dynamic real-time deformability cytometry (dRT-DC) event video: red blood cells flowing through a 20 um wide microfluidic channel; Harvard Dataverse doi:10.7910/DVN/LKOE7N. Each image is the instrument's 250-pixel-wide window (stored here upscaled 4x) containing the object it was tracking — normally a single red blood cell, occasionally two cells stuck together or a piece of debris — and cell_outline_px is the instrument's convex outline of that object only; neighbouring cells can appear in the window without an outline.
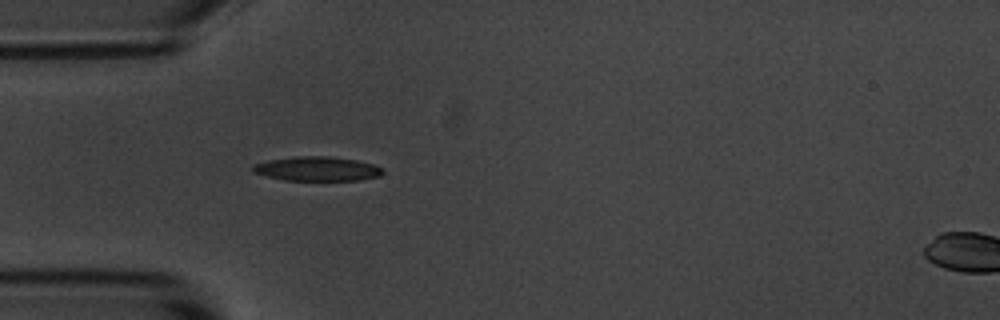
{"species": "common noctule bat (a hibernating species)", "species_latin": "Nyctalus noctula", "temperature_condition": "room temperature", "stored_images_in_passage": 40, "camera_frame_rate_fps": 3000, "um_per_image_px": 0.085, "animal": {"sex": "male", "body_mass_g": 20.1, "forearm_length_mm": 53.5}, "frame": {"image": 1, "passage_image": 1, "time_ms": 0.0, "image_size_px": [1000, 320], "cell_outline_px": [[384, 172], [380, 176], [360, 180], [284, 180], [252, 172], [252, 164], [268, 160], [296, 156], [328, 156], [356, 160], [372, 164], [380, 168]], "centroid_in_image_um": [26.93, 14.34], "position_along_channel_um": 58.1, "area_um2": 18.32}}
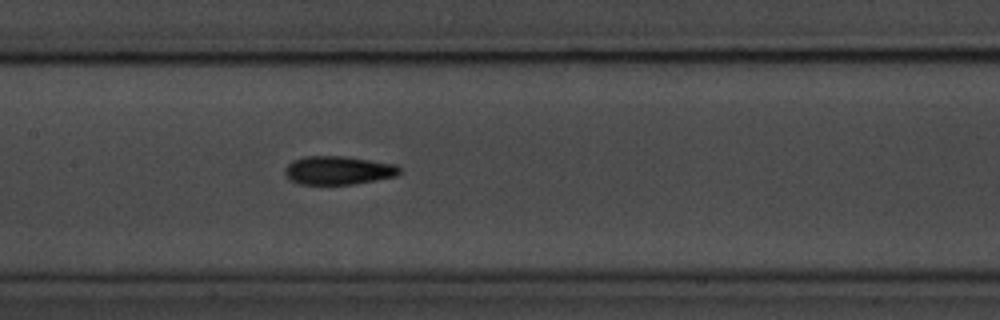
{"frame": {"image": 2, "passage_image": 11, "time_ms": 3.333, "image_size_px": [1000, 320], "cell_outline_px": [[400, 172], [396, 176], [376, 180], [352, 184], [300, 184], [292, 180], [284, 172], [284, 168], [292, 160], [304, 156], [344, 156], [396, 164], [400, 168]], "centroid_in_image_um": [28.75, 14.47], "position_along_channel_um": 178.7, "area_um2": 18.96}}
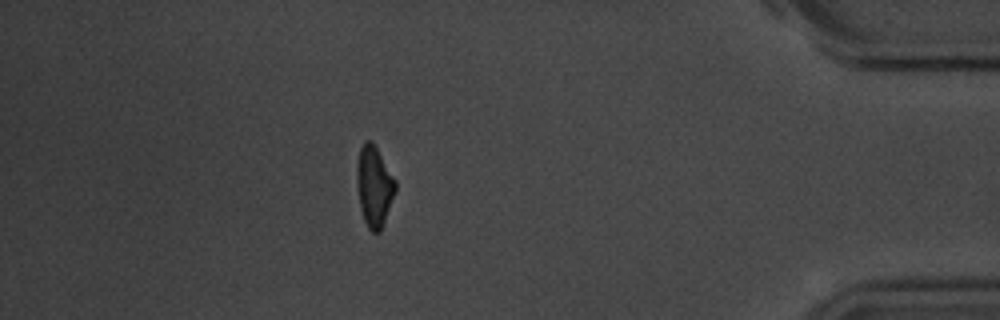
{"frame": {"image": 3, "passage_image": 33, "time_ms": 10.667, "image_size_px": [1000, 320], "cell_outline_px": [[396, 192], [380, 232], [372, 232], [368, 228], [364, 220], [360, 208], [356, 184], [356, 164], [360, 148], [364, 140], [372, 140], [396, 180]], "centroid_in_image_um": [31.79, 15.81], "position_along_channel_um": 403.4, "area_um2": 18.38}, "authors_computed_cell_mechanics": {"area_um2": 18.3804, "velocity_mm_per_s": 3.6935, "shape_relaxation_time_tau1_ms": 2.8948, "shape_relaxation_time_tau2_ms": 3.7478, "deformation_change_tau1": 0.1247, "deformation_change_tau2": 0.1127}}